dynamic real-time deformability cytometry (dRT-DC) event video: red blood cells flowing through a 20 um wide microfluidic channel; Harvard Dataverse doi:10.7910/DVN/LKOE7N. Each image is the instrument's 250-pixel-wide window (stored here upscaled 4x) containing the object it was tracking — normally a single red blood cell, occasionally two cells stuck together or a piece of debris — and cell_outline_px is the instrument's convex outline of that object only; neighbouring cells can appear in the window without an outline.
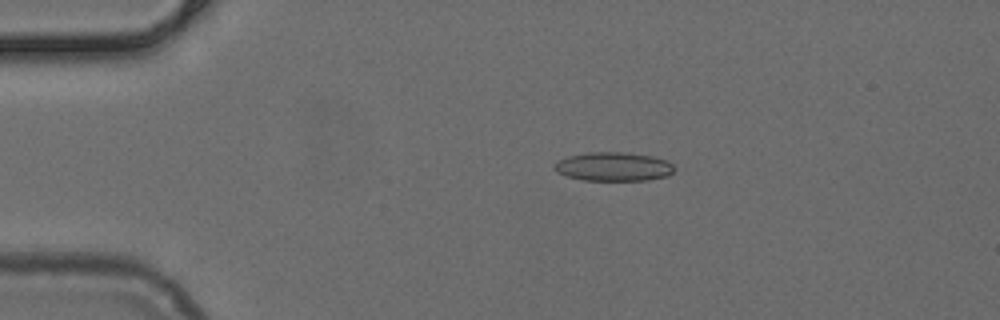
{"species": "common noctule bat (a hibernating species)", "species_latin": "Nyctalus noctula", "temperature_condition": "cold", "stored_images_in_passage": 43, "camera_frame_rate_fps": 3000, "um_per_image_px": 0.085, "animal": {"sex": "female", "body_mass_g": 24.6, "forearm_length_mm": 56.2}, "frame": {"image": 1, "passage_image": 3, "time_ms": 0.667, "image_size_px": [1000, 320], "cell_outline_px": [[676, 168], [668, 176], [648, 180], [584, 180], [568, 176], [556, 172], [552, 168], [552, 164], [556, 160], [568, 156], [588, 152], [628, 152], [652, 156], [668, 160]], "centroid_in_image_um": [52.13, 14.15], "position_along_channel_um": 32.9, "area_um2": 20.46}}
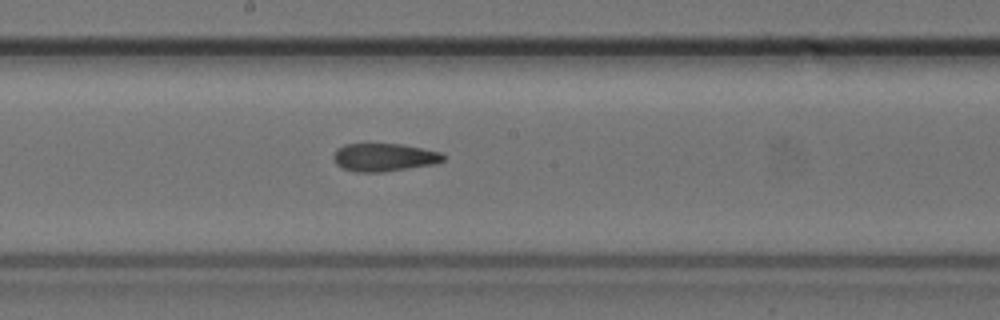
{"frame": {"image": 2, "passage_image": 20, "time_ms": 6.333, "image_size_px": [1000, 320], "cell_outline_px": [[444, 160], [436, 164], [384, 172], [356, 172], [344, 168], [336, 164], [332, 156], [336, 148], [344, 144], [400, 144], [440, 152], [444, 156]], "centroid_in_image_um": [32.62, 13.38], "position_along_channel_um": 215.6, "area_um2": 17.92}}
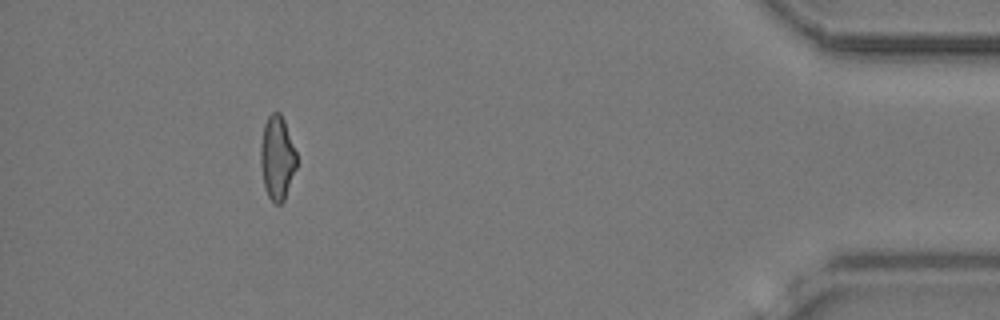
{"frame": {"image": 3, "passage_image": 39, "time_ms": 12.667, "image_size_px": [1000, 320], "cell_outline_px": [[296, 168], [284, 200], [280, 204], [276, 204], [268, 196], [264, 188], [260, 164], [260, 144], [264, 124], [268, 116], [272, 112], [280, 112], [284, 120], [296, 152]], "centroid_in_image_um": [23.54, 13.41], "position_along_channel_um": 411.7, "area_um2": 17.63}}